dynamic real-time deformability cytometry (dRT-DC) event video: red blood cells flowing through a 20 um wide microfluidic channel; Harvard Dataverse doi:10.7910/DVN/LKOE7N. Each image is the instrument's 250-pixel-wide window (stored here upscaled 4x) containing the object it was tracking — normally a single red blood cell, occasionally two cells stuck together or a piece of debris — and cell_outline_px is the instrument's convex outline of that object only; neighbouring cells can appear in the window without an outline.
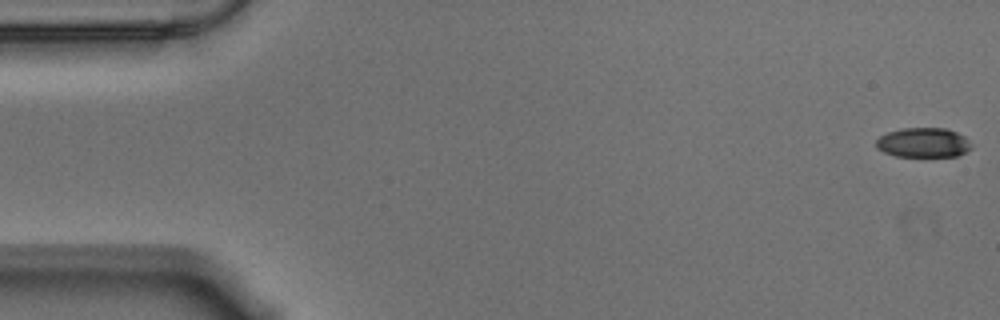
{"species": "Egyptian fruit bat (a non-hibernating species)", "species_latin": "Rousettus aegyptiacus", "temperature_condition": "warm", "stored_images_in_passage": 57, "camera_frame_rate_fps": 3000, "um_per_image_px": 0.085, "animal": {"sex": "male"}, "frame": {"image": 1, "passage_image": 1, "time_ms": 0.0, "image_size_px": [1000, 320], "cell_outline_px": [[972, 148], [956, 156], [896, 156], [884, 152], [876, 148], [876, 140], [880, 136], [888, 132], [900, 128], [948, 128], [964, 136]], "centroid_in_image_um": [78.45, 12.11], "position_along_channel_um": 6.5, "area_um2": 16.36}}
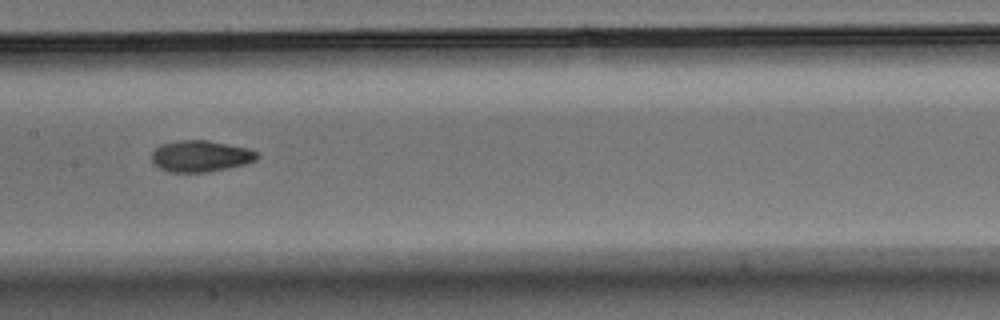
{"frame": {"image": 2, "passage_image": 28, "time_ms": 9.0, "image_size_px": [1000, 320], "cell_outline_px": [[260, 156], [256, 160], [244, 164], [228, 168], [208, 172], [168, 172], [152, 164], [152, 152], [160, 144], [176, 140], [208, 140], [248, 148], [256, 152]], "centroid_in_image_um": [17.02, 13.27], "position_along_channel_um": 190.4, "area_um2": 19.42}}
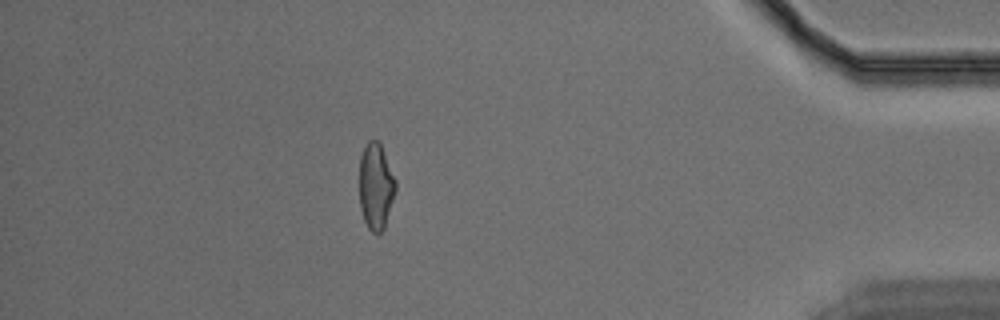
{"frame": {"image": 3, "passage_image": 50, "time_ms": 16.333, "image_size_px": [1000, 320], "cell_outline_px": [[396, 188], [384, 228], [376, 236], [368, 228], [364, 220], [360, 208], [360, 156], [368, 140], [380, 140], [396, 180]], "centroid_in_image_um": [31.95, 15.81], "position_along_channel_um": 403.3, "area_um2": 18.32}, "authors_computed_cell_mechanics": {"area_um2": 18.7272, "velocity_mm_per_s": 3.5441, "shape_relaxation_time_tau1_ms": 6.1591, "shape_relaxation_time_tau2_ms": 2.9159, "deformation_change_tau1": 0.1678, "deformation_change_tau2": 0.0844}}